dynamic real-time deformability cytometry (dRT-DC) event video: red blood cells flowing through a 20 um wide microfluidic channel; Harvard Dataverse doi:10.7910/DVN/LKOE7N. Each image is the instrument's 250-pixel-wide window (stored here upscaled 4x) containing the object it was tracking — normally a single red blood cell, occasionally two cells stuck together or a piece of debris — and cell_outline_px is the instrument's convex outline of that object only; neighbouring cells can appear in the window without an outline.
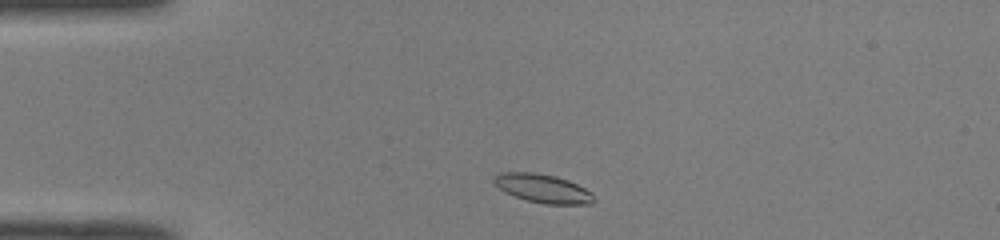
{"species": "common noctule bat (a hibernating species)", "species_latin": "Nyctalus noctula", "temperature_condition": "room temperature", "stored_images_in_passage": 40, "camera_frame_rate_fps": 3000, "um_per_image_px": 0.085, "animal": {"sex": "male", "body_mass_g": 19.0, "forearm_length_mm": 50.8}, "frame": {"image": 1, "passage_image": 2, "time_ms": 0.333, "image_size_px": [1000, 240], "cell_outline_px": [[596, 200], [592, 204], [544, 204], [528, 200], [504, 192], [492, 180], [500, 172], [532, 172], [556, 176], [568, 180], [592, 192]], "centroid_in_image_um": [46.18, 16.02], "position_along_channel_um": 38.8, "area_um2": 16.59}}
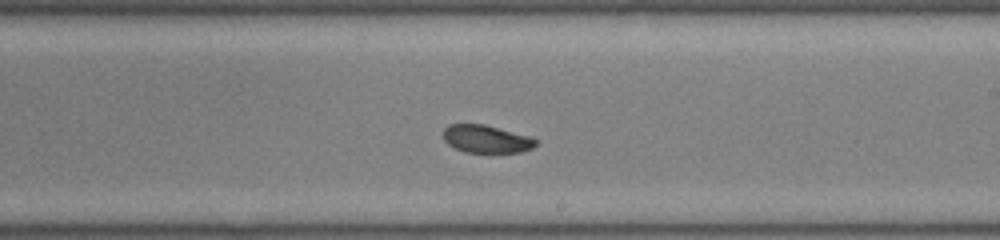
{"frame": {"image": 2, "passage_image": 20, "time_ms": 6.333, "image_size_px": [1000, 240], "cell_outline_px": [[536, 144], [532, 148], [520, 152], [464, 152], [448, 144], [444, 140], [444, 128], [448, 124], [484, 124], [528, 136], [536, 140]], "centroid_in_image_um": [41.3, 11.81], "position_along_channel_um": 247.7, "area_um2": 14.74}}
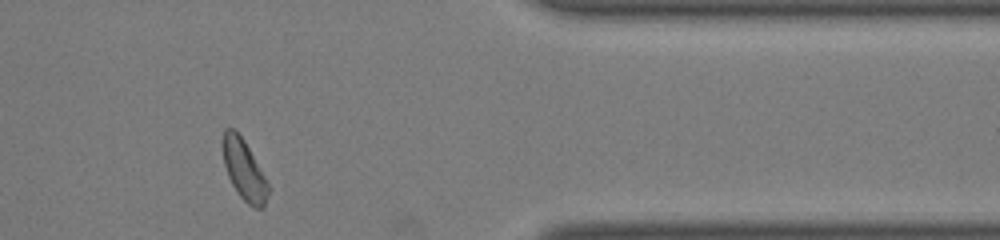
{"frame": {"image": 3, "passage_image": 32, "time_ms": 10.333, "image_size_px": [1000, 240], "cell_outline_px": [[268, 192], [264, 208], [252, 208], [240, 196], [232, 184], [228, 176], [224, 164], [224, 128], [232, 128], [244, 140], [264, 176], [268, 184]], "centroid_in_image_um": [20.75, 14.49], "position_along_channel_um": 390.6, "area_um2": 15.37}, "authors_computed_cell_mechanics": {"area_um2": 16.3285, "velocity_mm_per_s": 4.0505, "shape_relaxation_time_tau1_ms": 6.4177, "shape_relaxation_time_tau2_ms": 3.1531, "deformation_change_tau1": 0.1231, "deformation_change_tau2": 0.0697}}